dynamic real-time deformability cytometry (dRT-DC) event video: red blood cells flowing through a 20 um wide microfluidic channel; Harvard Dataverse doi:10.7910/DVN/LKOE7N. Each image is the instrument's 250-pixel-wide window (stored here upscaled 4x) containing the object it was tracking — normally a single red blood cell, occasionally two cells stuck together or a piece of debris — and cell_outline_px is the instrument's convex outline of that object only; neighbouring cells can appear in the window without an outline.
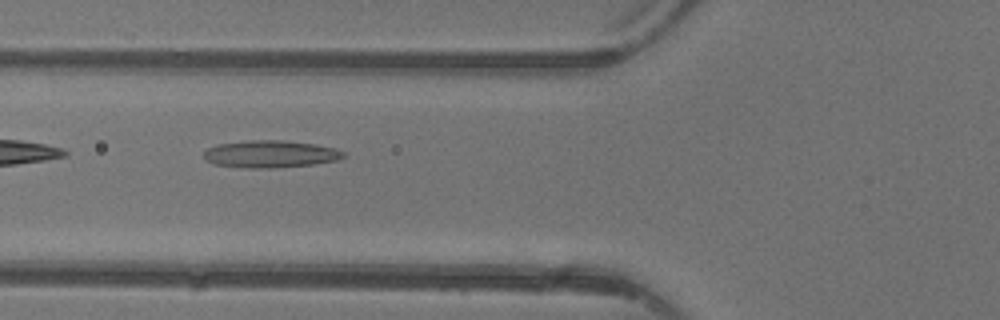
{"species": "common noctule bat (a hibernating species)", "species_latin": "Nyctalus noctula", "temperature_condition": "warm", "stored_images_in_passage": 5, "camera_frame_rate_fps": 3000, "um_per_image_px": 0.085, "animal": {"sex": "female"}, "frame": {"image": 1, "passage_image": 5, "time_ms": 4.667, "image_size_px": [1000, 320], "cell_outline_px": [[348, 156], [336, 160], [312, 164], [272, 168], [244, 168], [216, 164], [208, 160], [204, 156], [204, 152], [208, 148], [216, 144], [248, 140], [284, 140], [316, 144], [336, 148], [344, 152]], "centroid_in_image_um": [23.01, 13.08], "position_along_channel_um": 102.8, "area_um2": 22.2}}